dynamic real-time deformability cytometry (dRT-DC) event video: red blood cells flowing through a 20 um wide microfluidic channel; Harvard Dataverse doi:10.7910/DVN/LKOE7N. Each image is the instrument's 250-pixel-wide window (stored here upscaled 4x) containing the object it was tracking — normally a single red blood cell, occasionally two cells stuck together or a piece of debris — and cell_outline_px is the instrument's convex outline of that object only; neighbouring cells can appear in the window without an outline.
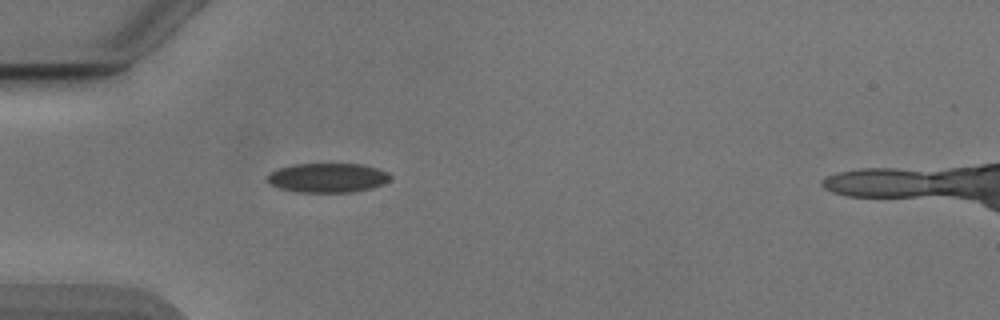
{"species": "Egyptian fruit bat (a non-hibernating species)", "species_latin": "Rousettus aegyptiacus", "temperature_condition": "cold", "stored_images_in_passage": 38, "camera_frame_rate_fps": 3000, "um_per_image_px": 0.085, "animal": {"sex": "male"}, "frame": {"image": 1, "passage_image": 1, "time_ms": 0.0, "image_size_px": [1000, 320], "cell_outline_px": [[392, 176], [384, 184], [372, 188], [352, 192], [296, 192], [280, 188], [268, 184], [268, 176], [276, 168], [292, 164], [360, 164], [376, 168], [388, 172]], "centroid_in_image_um": [27.84, 15.11], "position_along_channel_um": 57.2, "area_um2": 21.1}}
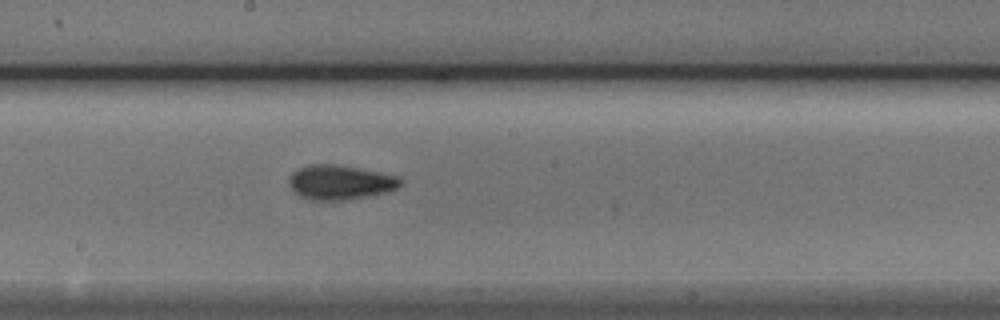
{"frame": {"image": 2, "passage_image": 14, "time_ms": 4.333, "image_size_px": [1000, 320], "cell_outline_px": [[404, 184], [396, 188], [384, 192], [368, 196], [344, 200], [312, 200], [300, 196], [288, 184], [288, 180], [292, 172], [308, 164], [332, 164], [380, 172], [400, 176], [404, 180]], "centroid_in_image_um": [28.93, 15.49], "position_along_channel_um": 219.3, "area_um2": 22.37}}
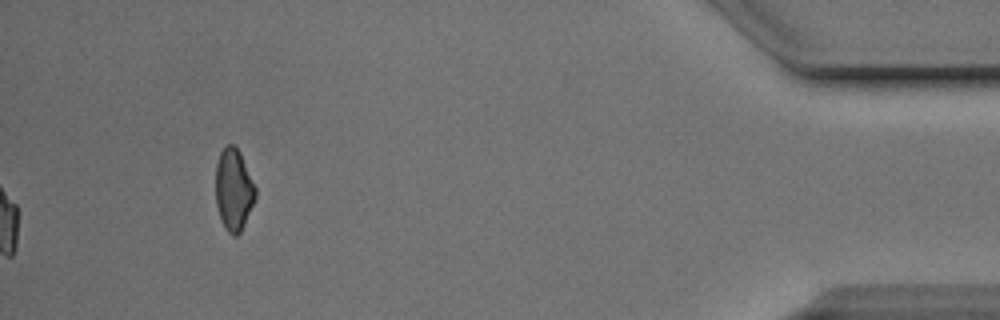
{"frame": {"image": 3, "passage_image": 34, "time_ms": 11.0, "image_size_px": [1000, 320], "cell_outline_px": [[256, 196], [244, 224], [240, 232], [236, 236], [232, 236], [224, 228], [216, 204], [216, 164], [220, 152], [228, 144], [232, 144], [240, 152], [256, 188]], "centroid_in_image_um": [19.85, 16.13], "position_along_channel_um": 415.3, "area_um2": 18.79}, "authors_computed_cell_mechanics": {"area_um2": 20.6057, "velocity_mm_per_s": 3.8912, "shape_relaxation_time_tau1_ms": 3.6443, "shape_relaxation_time_tau2_ms": 2.066, "deformation_change_tau1": 0.0938, "deformation_change_tau2": 0.0922}}